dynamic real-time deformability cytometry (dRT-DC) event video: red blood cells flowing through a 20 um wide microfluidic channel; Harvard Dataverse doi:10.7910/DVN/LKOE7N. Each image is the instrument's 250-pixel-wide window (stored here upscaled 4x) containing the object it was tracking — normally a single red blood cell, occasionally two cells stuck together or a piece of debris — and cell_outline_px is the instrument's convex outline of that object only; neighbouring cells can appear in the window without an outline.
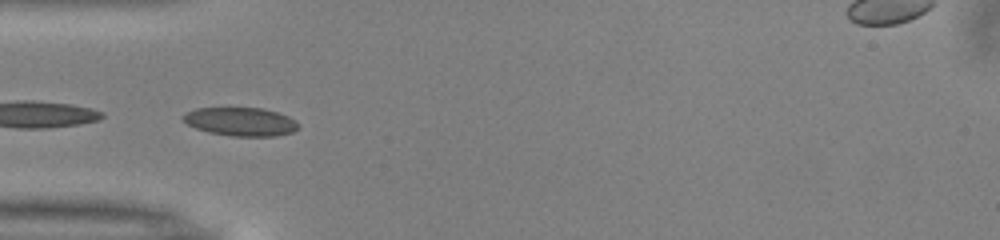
{"species": "common noctule bat (a hibernating species)", "species_latin": "Nyctalus noctula", "temperature_condition": "warm", "stored_images_in_passage": 21, "camera_frame_rate_fps": 3000, "um_per_image_px": 0.085, "animal": {"sex": "male", "body_mass_g": 13.0, "forearm_length_mm": 53.1}, "frame": {"image": 1, "passage_image": 15, "time_ms": 4.667, "image_size_px": [1000, 240], "cell_outline_px": [[300, 128], [292, 132], [276, 136], [232, 136], [208, 132], [196, 128], [188, 124], [180, 116], [196, 108], [264, 108], [288, 116], [296, 120], [300, 124]], "centroid_in_image_um": [20.5, 10.34], "position_along_channel_um": 64.5, "area_um2": 19.19}}